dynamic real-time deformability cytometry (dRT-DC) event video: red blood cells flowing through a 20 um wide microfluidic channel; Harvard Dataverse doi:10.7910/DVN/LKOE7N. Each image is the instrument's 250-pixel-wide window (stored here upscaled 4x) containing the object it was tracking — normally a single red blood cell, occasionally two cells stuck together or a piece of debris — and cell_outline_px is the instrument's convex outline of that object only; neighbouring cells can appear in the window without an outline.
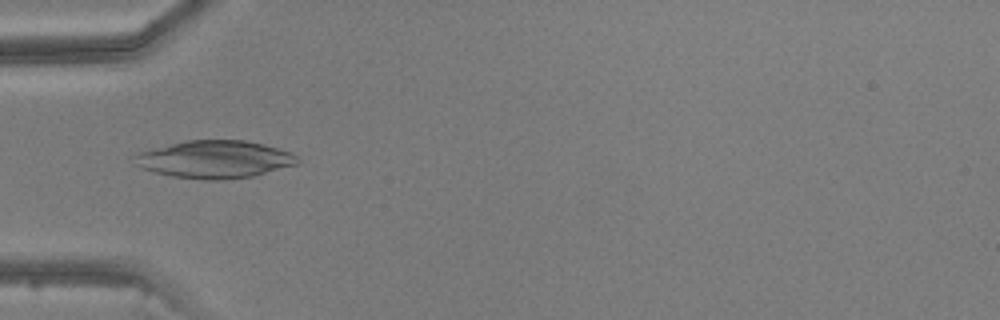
{"species": "common noctule bat (a hibernating species)", "species_latin": "Nyctalus noctula", "temperature_condition": "warm", "stored_images_in_passage": 1, "camera_frame_rate_fps": 3000, "um_per_image_px": 0.085, "animal": {"sex": "male", "body_mass_g": 20.5, "forearm_length_mm": 52.5}, "frame": {"image": 1, "passage_image": 1, "time_ms": 0.0, "image_size_px": [1000, 320], "cell_outline_px": [[300, 160], [296, 164], [252, 176], [224, 180], [204, 180], [172, 176], [140, 168], [132, 164], [132, 156], [140, 152], [188, 140], [244, 140], [264, 144], [292, 152]], "centroid_in_image_um": [18.23, 13.55], "position_along_channel_um": 66.8, "area_um2": 35.6}}